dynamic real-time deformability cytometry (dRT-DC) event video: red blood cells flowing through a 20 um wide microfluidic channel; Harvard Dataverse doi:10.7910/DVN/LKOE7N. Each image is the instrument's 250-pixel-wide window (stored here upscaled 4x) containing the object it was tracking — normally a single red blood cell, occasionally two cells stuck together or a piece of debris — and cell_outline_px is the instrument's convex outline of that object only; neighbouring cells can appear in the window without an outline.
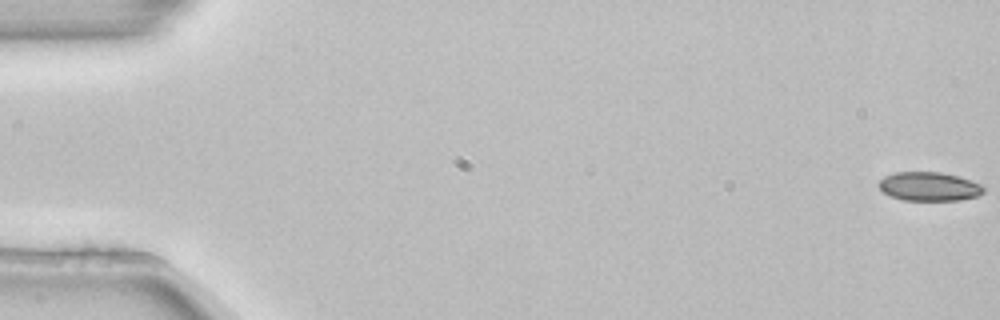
{"species": "common noctule bat (a hibernating species)", "species_latin": "Nyctalus noctula", "temperature_condition": "room temperature", "stored_images_in_passage": 5, "camera_frame_rate_fps": 3000, "um_per_image_px": 0.085, "animal": {"sex": "female", "body_mass_g": 22.7, "forearm_length_mm": 54.2}, "frame": {"image": 1, "passage_image": 1, "time_ms": 0.0, "image_size_px": [1000, 320], "cell_outline_px": [[984, 192], [980, 196], [960, 200], [904, 200], [892, 196], [884, 192], [876, 184], [884, 176], [896, 172], [940, 172], [956, 176], [980, 184], [984, 188]], "centroid_in_image_um": [78.97, 15.85], "position_along_channel_um": 6.0, "area_um2": 17.51}}
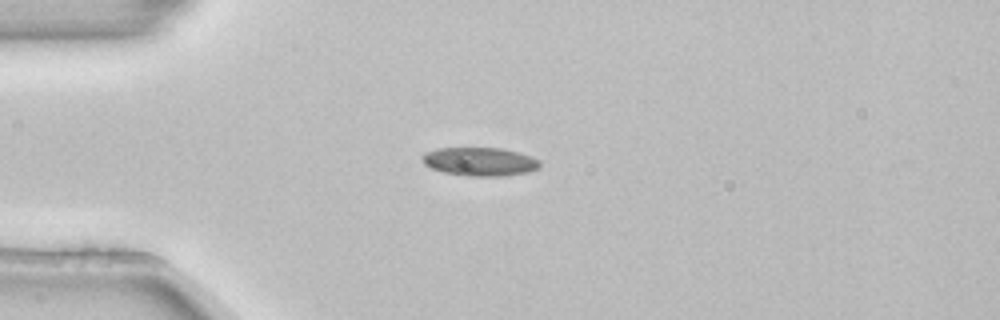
{"frame": {"image": 2, "passage_image": 4, "time_ms": 1.0, "image_size_px": [1000, 320], "cell_outline_px": [[540, 164], [536, 168], [524, 172], [500, 176], [468, 176], [444, 172], [432, 168], [424, 164], [420, 156], [424, 152], [440, 148], [504, 148], [520, 152], [532, 156], [540, 160]], "centroid_in_image_um": [40.76, 13.72], "position_along_channel_um": 44.2, "area_um2": 19.48}}